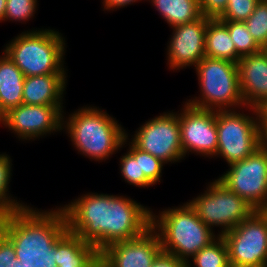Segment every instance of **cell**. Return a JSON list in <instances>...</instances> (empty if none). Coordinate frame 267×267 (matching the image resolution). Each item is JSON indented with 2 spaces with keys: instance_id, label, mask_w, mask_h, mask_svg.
<instances>
[{
  "instance_id": "cell-1",
  "label": "cell",
  "mask_w": 267,
  "mask_h": 267,
  "mask_svg": "<svg viewBox=\"0 0 267 267\" xmlns=\"http://www.w3.org/2000/svg\"><path fill=\"white\" fill-rule=\"evenodd\" d=\"M61 207L68 230L99 252L113 243L141 236L152 224V208L123 195L88 192Z\"/></svg>"
},
{
  "instance_id": "cell-2",
  "label": "cell",
  "mask_w": 267,
  "mask_h": 267,
  "mask_svg": "<svg viewBox=\"0 0 267 267\" xmlns=\"http://www.w3.org/2000/svg\"><path fill=\"white\" fill-rule=\"evenodd\" d=\"M0 230L12 241L24 267H57L56 242L68 224L61 205L48 210L26 206L0 218Z\"/></svg>"
},
{
  "instance_id": "cell-3",
  "label": "cell",
  "mask_w": 267,
  "mask_h": 267,
  "mask_svg": "<svg viewBox=\"0 0 267 267\" xmlns=\"http://www.w3.org/2000/svg\"><path fill=\"white\" fill-rule=\"evenodd\" d=\"M65 114L64 112L62 129L78 154L91 161L105 162L123 148L127 131L107 111L84 105L67 117Z\"/></svg>"
},
{
  "instance_id": "cell-4",
  "label": "cell",
  "mask_w": 267,
  "mask_h": 267,
  "mask_svg": "<svg viewBox=\"0 0 267 267\" xmlns=\"http://www.w3.org/2000/svg\"><path fill=\"white\" fill-rule=\"evenodd\" d=\"M158 212L152 210L151 227L160 237L162 252L182 261L189 262L197 252L219 237L202 222L188 202Z\"/></svg>"
},
{
  "instance_id": "cell-5",
  "label": "cell",
  "mask_w": 267,
  "mask_h": 267,
  "mask_svg": "<svg viewBox=\"0 0 267 267\" xmlns=\"http://www.w3.org/2000/svg\"><path fill=\"white\" fill-rule=\"evenodd\" d=\"M55 29L24 30L5 46L3 51L25 77L67 74L65 68L66 40Z\"/></svg>"
},
{
  "instance_id": "cell-6",
  "label": "cell",
  "mask_w": 267,
  "mask_h": 267,
  "mask_svg": "<svg viewBox=\"0 0 267 267\" xmlns=\"http://www.w3.org/2000/svg\"><path fill=\"white\" fill-rule=\"evenodd\" d=\"M194 69L200 94L186 100L190 106L212 111L246 107L240 90L237 63L205 56Z\"/></svg>"
},
{
  "instance_id": "cell-7",
  "label": "cell",
  "mask_w": 267,
  "mask_h": 267,
  "mask_svg": "<svg viewBox=\"0 0 267 267\" xmlns=\"http://www.w3.org/2000/svg\"><path fill=\"white\" fill-rule=\"evenodd\" d=\"M243 108L251 114H245ZM216 127L218 144L214 157L223 158L228 165L245 159L261 147L255 108L242 107L241 112L239 109L216 111Z\"/></svg>"
},
{
  "instance_id": "cell-8",
  "label": "cell",
  "mask_w": 267,
  "mask_h": 267,
  "mask_svg": "<svg viewBox=\"0 0 267 267\" xmlns=\"http://www.w3.org/2000/svg\"><path fill=\"white\" fill-rule=\"evenodd\" d=\"M205 189L188 203L210 229L214 231V227H219V236L248 219L256 211L245 199L231 192L217 179L210 181Z\"/></svg>"
},
{
  "instance_id": "cell-9",
  "label": "cell",
  "mask_w": 267,
  "mask_h": 267,
  "mask_svg": "<svg viewBox=\"0 0 267 267\" xmlns=\"http://www.w3.org/2000/svg\"><path fill=\"white\" fill-rule=\"evenodd\" d=\"M222 238L231 267L267 266V215L262 210H256Z\"/></svg>"
},
{
  "instance_id": "cell-10",
  "label": "cell",
  "mask_w": 267,
  "mask_h": 267,
  "mask_svg": "<svg viewBox=\"0 0 267 267\" xmlns=\"http://www.w3.org/2000/svg\"><path fill=\"white\" fill-rule=\"evenodd\" d=\"M217 180L256 210L267 206V152L258 148L245 159L228 165Z\"/></svg>"
},
{
  "instance_id": "cell-11",
  "label": "cell",
  "mask_w": 267,
  "mask_h": 267,
  "mask_svg": "<svg viewBox=\"0 0 267 267\" xmlns=\"http://www.w3.org/2000/svg\"><path fill=\"white\" fill-rule=\"evenodd\" d=\"M163 112L140 125L129 140L140 150L170 164L184 158L178 111Z\"/></svg>"
},
{
  "instance_id": "cell-12",
  "label": "cell",
  "mask_w": 267,
  "mask_h": 267,
  "mask_svg": "<svg viewBox=\"0 0 267 267\" xmlns=\"http://www.w3.org/2000/svg\"><path fill=\"white\" fill-rule=\"evenodd\" d=\"M1 126L23 141H35L61 132L63 113L56 106L20 104L2 116Z\"/></svg>"
},
{
  "instance_id": "cell-13",
  "label": "cell",
  "mask_w": 267,
  "mask_h": 267,
  "mask_svg": "<svg viewBox=\"0 0 267 267\" xmlns=\"http://www.w3.org/2000/svg\"><path fill=\"white\" fill-rule=\"evenodd\" d=\"M183 104L178 116L184 157L196 153L214 158L218 144L216 111L196 108L186 102Z\"/></svg>"
},
{
  "instance_id": "cell-14",
  "label": "cell",
  "mask_w": 267,
  "mask_h": 267,
  "mask_svg": "<svg viewBox=\"0 0 267 267\" xmlns=\"http://www.w3.org/2000/svg\"><path fill=\"white\" fill-rule=\"evenodd\" d=\"M211 18L199 19L177 25L172 28V35L167 45L168 69L176 70L195 67L205 57L206 28Z\"/></svg>"
},
{
  "instance_id": "cell-15",
  "label": "cell",
  "mask_w": 267,
  "mask_h": 267,
  "mask_svg": "<svg viewBox=\"0 0 267 267\" xmlns=\"http://www.w3.org/2000/svg\"><path fill=\"white\" fill-rule=\"evenodd\" d=\"M161 252L160 237L151 227L137 238L107 246L100 257L111 267H151Z\"/></svg>"
},
{
  "instance_id": "cell-16",
  "label": "cell",
  "mask_w": 267,
  "mask_h": 267,
  "mask_svg": "<svg viewBox=\"0 0 267 267\" xmlns=\"http://www.w3.org/2000/svg\"><path fill=\"white\" fill-rule=\"evenodd\" d=\"M237 67L244 104L256 109L267 100V49L240 57Z\"/></svg>"
},
{
  "instance_id": "cell-17",
  "label": "cell",
  "mask_w": 267,
  "mask_h": 267,
  "mask_svg": "<svg viewBox=\"0 0 267 267\" xmlns=\"http://www.w3.org/2000/svg\"><path fill=\"white\" fill-rule=\"evenodd\" d=\"M67 74L25 77L23 104L56 106L64 113L63 97L67 89Z\"/></svg>"
},
{
  "instance_id": "cell-18",
  "label": "cell",
  "mask_w": 267,
  "mask_h": 267,
  "mask_svg": "<svg viewBox=\"0 0 267 267\" xmlns=\"http://www.w3.org/2000/svg\"><path fill=\"white\" fill-rule=\"evenodd\" d=\"M100 257L97 248L67 230L56 242L57 267H92Z\"/></svg>"
},
{
  "instance_id": "cell-19",
  "label": "cell",
  "mask_w": 267,
  "mask_h": 267,
  "mask_svg": "<svg viewBox=\"0 0 267 267\" xmlns=\"http://www.w3.org/2000/svg\"><path fill=\"white\" fill-rule=\"evenodd\" d=\"M0 56V121L10 109L23 104L25 76L3 51Z\"/></svg>"
},
{
  "instance_id": "cell-20",
  "label": "cell",
  "mask_w": 267,
  "mask_h": 267,
  "mask_svg": "<svg viewBox=\"0 0 267 267\" xmlns=\"http://www.w3.org/2000/svg\"><path fill=\"white\" fill-rule=\"evenodd\" d=\"M205 56L237 63L240 55L232 42L227 26L219 19H210L206 28Z\"/></svg>"
},
{
  "instance_id": "cell-21",
  "label": "cell",
  "mask_w": 267,
  "mask_h": 267,
  "mask_svg": "<svg viewBox=\"0 0 267 267\" xmlns=\"http://www.w3.org/2000/svg\"><path fill=\"white\" fill-rule=\"evenodd\" d=\"M170 27L193 22L202 14L199 0H148Z\"/></svg>"
},
{
  "instance_id": "cell-22",
  "label": "cell",
  "mask_w": 267,
  "mask_h": 267,
  "mask_svg": "<svg viewBox=\"0 0 267 267\" xmlns=\"http://www.w3.org/2000/svg\"><path fill=\"white\" fill-rule=\"evenodd\" d=\"M130 134L126 132V137L122 146L129 145L126 153L120 156V176L126 183L136 187H150L153 184L141 172L140 149H138L130 140ZM128 142V143H127Z\"/></svg>"
},
{
  "instance_id": "cell-23",
  "label": "cell",
  "mask_w": 267,
  "mask_h": 267,
  "mask_svg": "<svg viewBox=\"0 0 267 267\" xmlns=\"http://www.w3.org/2000/svg\"><path fill=\"white\" fill-rule=\"evenodd\" d=\"M12 159L6 153L0 154V218L6 217L9 214L18 211L26 206L24 202L17 200L9 193V184L12 176ZM13 197V198H12Z\"/></svg>"
},
{
  "instance_id": "cell-24",
  "label": "cell",
  "mask_w": 267,
  "mask_h": 267,
  "mask_svg": "<svg viewBox=\"0 0 267 267\" xmlns=\"http://www.w3.org/2000/svg\"><path fill=\"white\" fill-rule=\"evenodd\" d=\"M187 262L188 267H231L228 248L222 236L202 248Z\"/></svg>"
},
{
  "instance_id": "cell-25",
  "label": "cell",
  "mask_w": 267,
  "mask_h": 267,
  "mask_svg": "<svg viewBox=\"0 0 267 267\" xmlns=\"http://www.w3.org/2000/svg\"><path fill=\"white\" fill-rule=\"evenodd\" d=\"M228 28L236 52L242 57L259 52L263 48L252 37L245 22L222 21Z\"/></svg>"
},
{
  "instance_id": "cell-26",
  "label": "cell",
  "mask_w": 267,
  "mask_h": 267,
  "mask_svg": "<svg viewBox=\"0 0 267 267\" xmlns=\"http://www.w3.org/2000/svg\"><path fill=\"white\" fill-rule=\"evenodd\" d=\"M245 24L255 41L267 49V0H260Z\"/></svg>"
},
{
  "instance_id": "cell-27",
  "label": "cell",
  "mask_w": 267,
  "mask_h": 267,
  "mask_svg": "<svg viewBox=\"0 0 267 267\" xmlns=\"http://www.w3.org/2000/svg\"><path fill=\"white\" fill-rule=\"evenodd\" d=\"M38 0H6L4 21L25 23L31 20L38 10Z\"/></svg>"
},
{
  "instance_id": "cell-28",
  "label": "cell",
  "mask_w": 267,
  "mask_h": 267,
  "mask_svg": "<svg viewBox=\"0 0 267 267\" xmlns=\"http://www.w3.org/2000/svg\"><path fill=\"white\" fill-rule=\"evenodd\" d=\"M260 0H228L224 13L218 18L221 21H245L255 10Z\"/></svg>"
},
{
  "instance_id": "cell-29",
  "label": "cell",
  "mask_w": 267,
  "mask_h": 267,
  "mask_svg": "<svg viewBox=\"0 0 267 267\" xmlns=\"http://www.w3.org/2000/svg\"><path fill=\"white\" fill-rule=\"evenodd\" d=\"M166 163L148 152L140 150L141 172L153 184L161 183L162 170Z\"/></svg>"
},
{
  "instance_id": "cell-30",
  "label": "cell",
  "mask_w": 267,
  "mask_h": 267,
  "mask_svg": "<svg viewBox=\"0 0 267 267\" xmlns=\"http://www.w3.org/2000/svg\"><path fill=\"white\" fill-rule=\"evenodd\" d=\"M228 0H199L201 14L211 19H218L225 11Z\"/></svg>"
},
{
  "instance_id": "cell-31",
  "label": "cell",
  "mask_w": 267,
  "mask_h": 267,
  "mask_svg": "<svg viewBox=\"0 0 267 267\" xmlns=\"http://www.w3.org/2000/svg\"><path fill=\"white\" fill-rule=\"evenodd\" d=\"M16 258L12 241L0 230V267H11Z\"/></svg>"
},
{
  "instance_id": "cell-32",
  "label": "cell",
  "mask_w": 267,
  "mask_h": 267,
  "mask_svg": "<svg viewBox=\"0 0 267 267\" xmlns=\"http://www.w3.org/2000/svg\"><path fill=\"white\" fill-rule=\"evenodd\" d=\"M151 267H188V264L176 256L161 252L153 261Z\"/></svg>"
},
{
  "instance_id": "cell-33",
  "label": "cell",
  "mask_w": 267,
  "mask_h": 267,
  "mask_svg": "<svg viewBox=\"0 0 267 267\" xmlns=\"http://www.w3.org/2000/svg\"><path fill=\"white\" fill-rule=\"evenodd\" d=\"M103 11H115V9L124 8L133 3L140 2L142 0H102ZM147 1V0H144Z\"/></svg>"
},
{
  "instance_id": "cell-34",
  "label": "cell",
  "mask_w": 267,
  "mask_h": 267,
  "mask_svg": "<svg viewBox=\"0 0 267 267\" xmlns=\"http://www.w3.org/2000/svg\"><path fill=\"white\" fill-rule=\"evenodd\" d=\"M257 114L259 123H267V100H265L261 105L257 108Z\"/></svg>"
},
{
  "instance_id": "cell-35",
  "label": "cell",
  "mask_w": 267,
  "mask_h": 267,
  "mask_svg": "<svg viewBox=\"0 0 267 267\" xmlns=\"http://www.w3.org/2000/svg\"><path fill=\"white\" fill-rule=\"evenodd\" d=\"M261 147L267 152V123H259Z\"/></svg>"
},
{
  "instance_id": "cell-36",
  "label": "cell",
  "mask_w": 267,
  "mask_h": 267,
  "mask_svg": "<svg viewBox=\"0 0 267 267\" xmlns=\"http://www.w3.org/2000/svg\"><path fill=\"white\" fill-rule=\"evenodd\" d=\"M6 0H0V22H4Z\"/></svg>"
},
{
  "instance_id": "cell-37",
  "label": "cell",
  "mask_w": 267,
  "mask_h": 267,
  "mask_svg": "<svg viewBox=\"0 0 267 267\" xmlns=\"http://www.w3.org/2000/svg\"><path fill=\"white\" fill-rule=\"evenodd\" d=\"M92 267H111L101 257H99L92 265Z\"/></svg>"
},
{
  "instance_id": "cell-38",
  "label": "cell",
  "mask_w": 267,
  "mask_h": 267,
  "mask_svg": "<svg viewBox=\"0 0 267 267\" xmlns=\"http://www.w3.org/2000/svg\"><path fill=\"white\" fill-rule=\"evenodd\" d=\"M11 267H24L17 258H14V262Z\"/></svg>"
},
{
  "instance_id": "cell-39",
  "label": "cell",
  "mask_w": 267,
  "mask_h": 267,
  "mask_svg": "<svg viewBox=\"0 0 267 267\" xmlns=\"http://www.w3.org/2000/svg\"><path fill=\"white\" fill-rule=\"evenodd\" d=\"M262 211L267 215V206Z\"/></svg>"
}]
</instances>
